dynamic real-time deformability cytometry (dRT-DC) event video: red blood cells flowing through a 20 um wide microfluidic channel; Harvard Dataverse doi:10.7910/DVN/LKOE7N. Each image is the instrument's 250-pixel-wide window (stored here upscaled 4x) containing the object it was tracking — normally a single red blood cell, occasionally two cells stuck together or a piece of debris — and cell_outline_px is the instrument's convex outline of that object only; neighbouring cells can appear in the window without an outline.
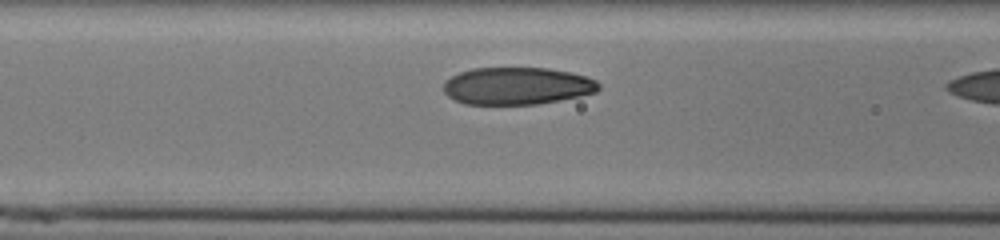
{"species": "human", "species_latin": "Homo sapiens", "temperature_condition": "cold", "stored_images_in_passage": 9, "camera_frame_rate_fps": 3000, "um_per_image_px": 0.085, "donor": {"sex": "male"}, "frame": {"image": 1, "passage_image": 8, "time_ms": 2.333, "image_size_px": [1000, 240], "cell_outline_px": [[600, 88], [596, 92], [580, 96], [560, 100], [536, 104], [464, 104], [448, 96], [444, 92], [444, 80], [460, 72], [472, 68], [548, 68], [572, 72], [596, 80], [600, 84]], "centroid_in_image_um": [43.96, 7.3], "position_along_channel_um": 122.6, "area_um2": 33.81}}